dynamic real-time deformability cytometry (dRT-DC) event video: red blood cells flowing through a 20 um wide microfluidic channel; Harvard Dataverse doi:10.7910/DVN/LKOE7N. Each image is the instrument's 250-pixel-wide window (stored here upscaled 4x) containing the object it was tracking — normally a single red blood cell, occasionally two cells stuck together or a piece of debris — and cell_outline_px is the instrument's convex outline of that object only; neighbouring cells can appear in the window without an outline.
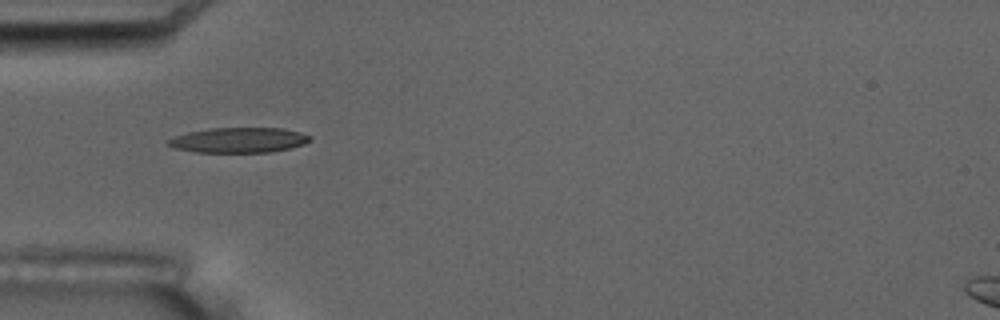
{"species": "common noctule bat (a hibernating species)", "species_latin": "Nyctalus noctula", "temperature_condition": "room temperature", "stored_images_in_passage": 6, "camera_frame_rate_fps": 3000, "um_per_image_px": 0.085, "animal": {"sex": "male", "body_mass_g": 17.5, "forearm_length_mm": 52.3}, "frame": {"image": 1, "passage_image": 5, "time_ms": 5.333, "image_size_px": [1000, 320], "cell_outline_px": [[312, 140], [304, 144], [272, 152], [196, 152], [172, 148], [168, 144], [168, 140], [176, 136], [188, 132], [212, 128], [284, 128], [300, 132], [312, 136]], "centroid_in_image_um": [20.33, 11.91], "position_along_channel_um": 64.7, "area_um2": 20.75}}